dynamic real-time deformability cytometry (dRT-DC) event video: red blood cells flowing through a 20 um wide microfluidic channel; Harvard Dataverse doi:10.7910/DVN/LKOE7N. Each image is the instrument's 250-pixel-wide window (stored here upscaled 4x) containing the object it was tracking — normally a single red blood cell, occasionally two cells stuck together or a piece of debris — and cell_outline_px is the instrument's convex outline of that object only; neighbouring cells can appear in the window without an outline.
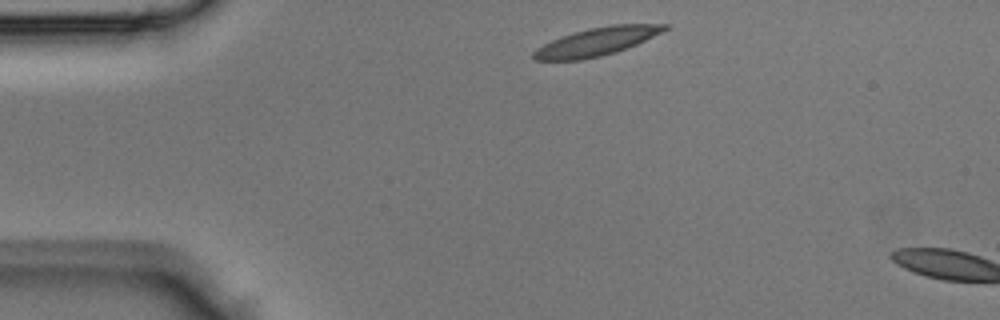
{"species": "Egyptian fruit bat (a non-hibernating species)", "species_latin": "Rousettus aegyptiacus", "temperature_condition": "room temperature", "stored_images_in_passage": 2, "camera_frame_rate_fps": 3000, "um_per_image_px": 0.085, "animal": {"sex": "male"}, "frame": {"image": 1, "passage_image": 1, "time_ms": 0.0, "image_size_px": [1000, 320], "cell_outline_px": [[668, 28], [636, 44], [616, 52], [584, 60], [532, 60], [532, 52], [536, 48], [552, 40], [588, 28], [612, 24], [668, 24]], "centroid_in_image_um": [50.67, 3.55], "position_along_channel_um": 34.3, "area_um2": 21.15}}